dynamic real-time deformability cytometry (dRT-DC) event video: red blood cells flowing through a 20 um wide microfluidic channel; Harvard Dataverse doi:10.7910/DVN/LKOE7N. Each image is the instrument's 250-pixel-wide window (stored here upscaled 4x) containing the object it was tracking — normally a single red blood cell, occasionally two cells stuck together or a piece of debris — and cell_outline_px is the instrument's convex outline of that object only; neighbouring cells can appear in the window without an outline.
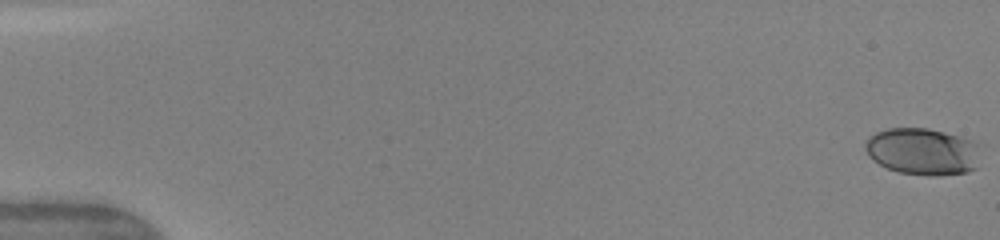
{"species": "human", "species_latin": "Homo sapiens", "temperature_condition": "warm", "stored_images_in_passage": 50, "camera_frame_rate_fps": 3000, "um_per_image_px": 0.085, "donor": {"sex": "female"}, "frame": {"image": 1, "passage_image": 1, "time_ms": 0.0, "image_size_px": [1000, 240], "cell_outline_px": [[976, 168], [968, 172], [936, 176], [932, 176], [900, 172], [888, 168], [872, 160], [868, 156], [864, 148], [864, 144], [868, 136], [876, 132], [888, 128], [928, 128], [944, 132], [968, 140], [976, 144]], "centroid_in_image_um": [78.33, 12.88], "position_along_channel_um": 6.7, "area_um2": 31.15}}
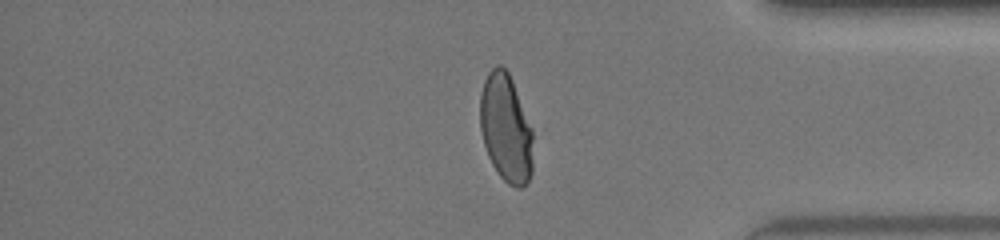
{"frame": {"image": 2, "passage_image": 42, "time_ms": 13.667, "image_size_px": [1000, 240], "cell_outline_px": [[532, 172], [528, 180], [520, 188], [516, 188], [508, 184], [496, 172], [488, 156], [484, 144], [480, 128], [480, 96], [484, 80], [488, 72], [496, 64], [500, 64], [508, 72], [512, 80], [532, 128]], "centroid_in_image_um": [42.99, 10.89], "position_along_channel_um": 392.2, "area_um2": 33.41}}
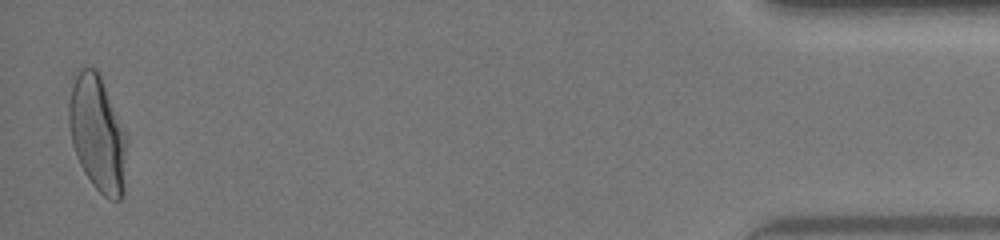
{"frame": {"image": 3, "passage_image": 49, "time_ms": 16.0, "image_size_px": [1000, 240], "cell_outline_px": [[124, 192], [120, 200], [112, 200], [104, 196], [92, 184], [84, 172], [76, 156], [72, 144], [68, 124], [68, 104], [72, 88], [76, 76], [80, 68], [96, 68], [100, 76], [124, 132]], "centroid_in_image_um": [8.24, 11.39], "position_along_channel_um": 427.0, "area_um2": 37.92}, "authors_computed_cell_mechanics": {"area_um2": 34.5933, "velocity_mm_per_s": 4.1952, "shape_relaxation_time_tau1_ms": 3.677, "shape_relaxation_time_tau2_ms": null, "deformation_change_tau1": 0.1849, "deformation_change_tau2": null}}